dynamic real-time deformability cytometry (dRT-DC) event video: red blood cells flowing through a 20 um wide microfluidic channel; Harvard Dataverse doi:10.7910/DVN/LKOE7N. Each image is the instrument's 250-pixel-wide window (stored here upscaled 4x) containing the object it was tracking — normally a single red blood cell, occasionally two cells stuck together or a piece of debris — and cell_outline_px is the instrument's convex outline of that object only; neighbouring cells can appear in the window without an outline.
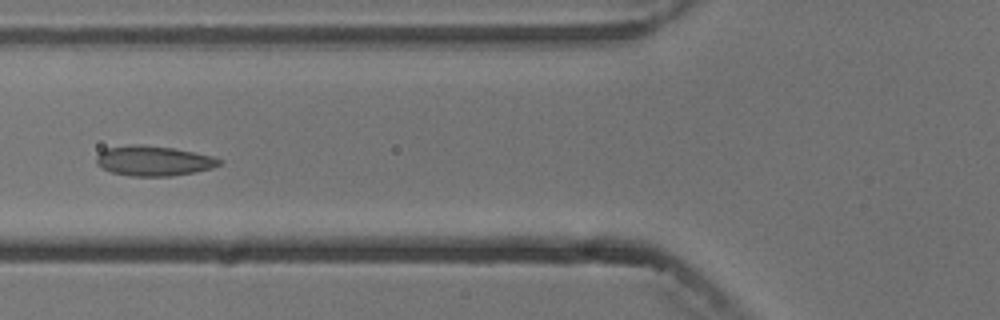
{"species": "common noctule bat (a hibernating species)", "species_latin": "Nyctalus noctula", "temperature_condition": "cold", "stored_images_in_passage": 8, "camera_frame_rate_fps": 3000, "um_per_image_px": 0.085, "animal": {"sex": "male", "body_mass_g": 13.3}, "frame": {"image": 1, "passage_image": 5, "time_ms": 4.667, "image_size_px": [1000, 320], "cell_outline_px": [[224, 160], [220, 164], [212, 168], [172, 176], [132, 176], [112, 172], [96, 164], [96, 156], [104, 148], [132, 144], [140, 144], [172, 148], [212, 156]], "centroid_in_image_um": [13.03, 13.66], "position_along_channel_um": 112.8, "area_um2": 21.39}}
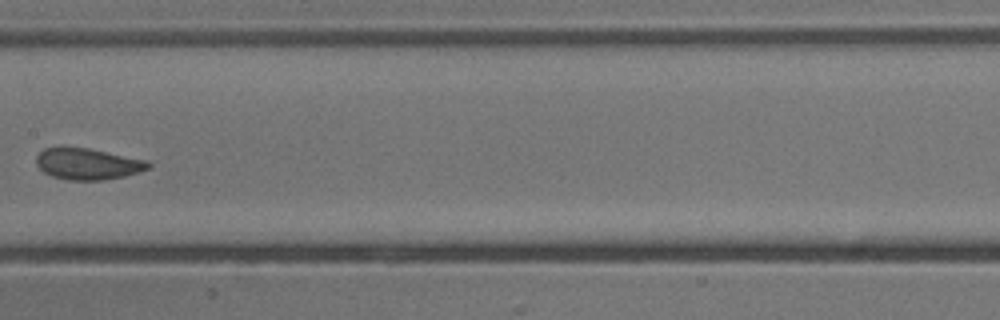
{"frame": {"image": 2, "passage_image": 7, "time_ms": 7.0, "image_size_px": [1000, 320], "cell_outline_px": [[152, 164], [148, 168], [124, 176], [104, 180], [68, 180], [52, 176], [44, 172], [36, 164], [36, 156], [44, 148], [88, 148], [148, 160]], "centroid_in_image_um": [7.46, 13.94], "position_along_channel_um": 199.9, "area_um2": 20.23}}
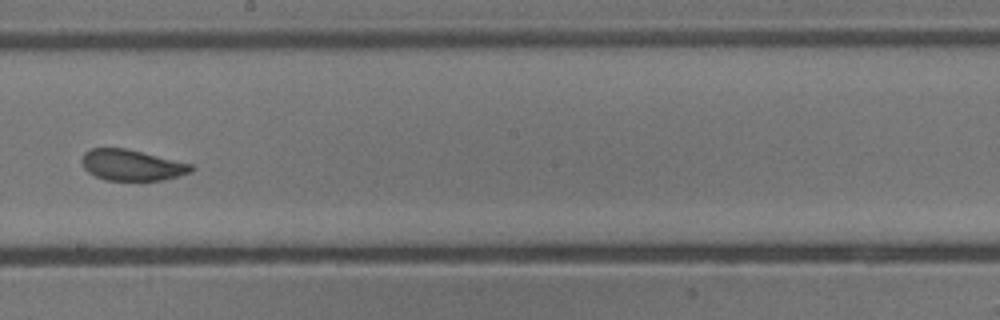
{"frame": {"image": 3, "passage_image": 8, "time_ms": 8.0, "image_size_px": [1000, 320], "cell_outline_px": [[196, 168], [192, 172], [180, 176], [164, 180], [104, 180], [88, 172], [84, 168], [80, 160], [84, 152], [92, 148], [128, 148], [192, 164]], "centroid_in_image_um": [11.22, 14.03], "position_along_channel_um": 237.0, "area_um2": 20.0}}